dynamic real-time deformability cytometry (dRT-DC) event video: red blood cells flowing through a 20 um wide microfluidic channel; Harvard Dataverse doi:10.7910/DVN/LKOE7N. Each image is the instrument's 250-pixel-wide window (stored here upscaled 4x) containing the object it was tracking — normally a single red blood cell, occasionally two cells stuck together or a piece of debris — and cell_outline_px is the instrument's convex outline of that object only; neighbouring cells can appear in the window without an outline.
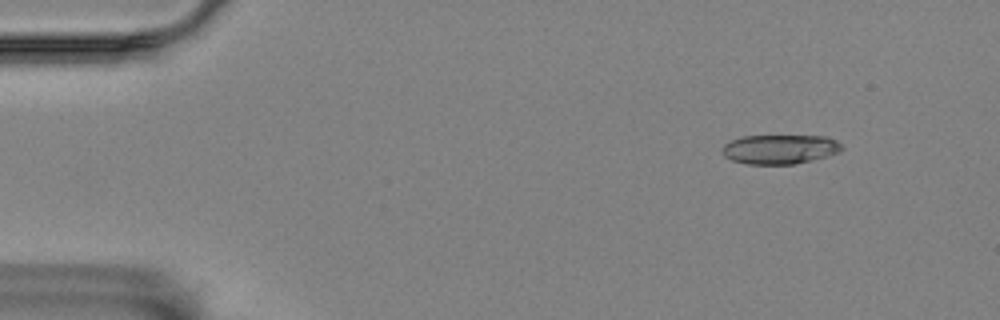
{"species": "Egyptian fruit bat (a non-hibernating species)", "species_latin": "Rousettus aegyptiacus", "temperature_condition": "room temperature", "stored_images_in_passage": 4, "camera_frame_rate_fps": 3000, "um_per_image_px": 0.085, "animal": {"sex": "female"}, "frame": {"image": 1, "passage_image": 1, "time_ms": 0.0, "image_size_px": [1000, 320], "cell_outline_px": [[844, 148], [840, 152], [828, 156], [792, 164], [748, 164], [732, 160], [724, 156], [720, 152], [724, 144], [732, 140], [744, 136], [824, 136], [836, 140]], "centroid_in_image_um": [66.28, 12.68], "position_along_channel_um": 18.7, "area_um2": 20.4}}
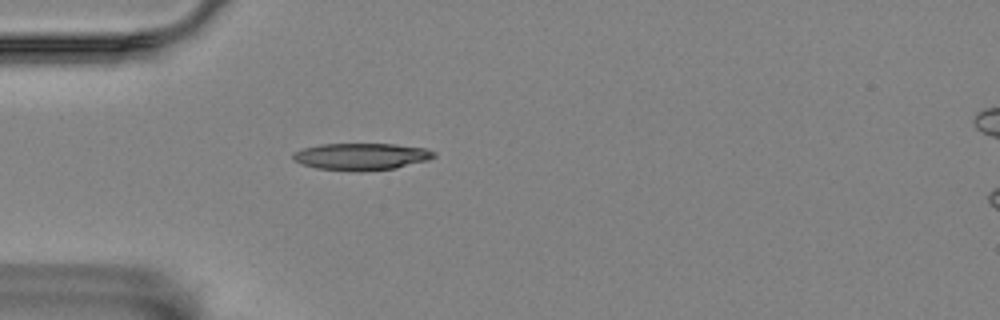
{"frame": {"image": 2, "passage_image": 4, "time_ms": 1.0, "image_size_px": [1000, 320], "cell_outline_px": [[436, 156], [428, 160], [396, 168], [360, 172], [316, 168], [292, 160], [292, 152], [304, 148], [320, 144], [396, 144], [424, 148], [436, 152]], "centroid_in_image_um": [30.71, 13.31], "position_along_channel_um": 54.3, "area_um2": 22.25}}